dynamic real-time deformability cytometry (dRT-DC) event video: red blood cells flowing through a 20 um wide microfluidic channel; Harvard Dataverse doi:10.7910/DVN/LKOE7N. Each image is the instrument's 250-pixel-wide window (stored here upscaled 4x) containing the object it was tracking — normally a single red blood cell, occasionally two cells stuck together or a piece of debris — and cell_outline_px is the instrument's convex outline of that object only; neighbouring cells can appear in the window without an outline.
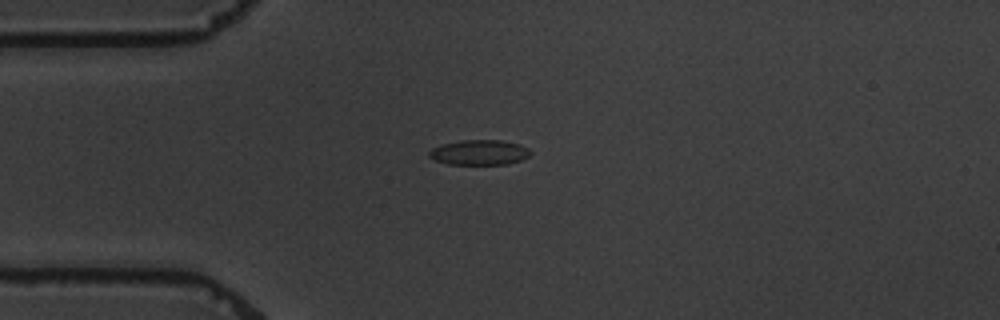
{"species": "common noctule bat (a hibernating species)", "species_latin": "Nyctalus noctula", "temperature_condition": "warm", "stored_images_in_passage": 2, "camera_frame_rate_fps": 3000, "um_per_image_px": 0.085, "animal": {"sex": "male", "body_mass_g": 19.5, "forearm_length_mm": 54.6}, "frame": {"image": 1, "passage_image": 1, "time_ms": 0.0, "image_size_px": [1000, 320], "cell_outline_px": [[532, 152], [528, 156], [520, 160], [508, 164], [448, 164], [436, 160], [428, 156], [428, 152], [432, 148], [440, 144], [460, 140], [500, 140], [520, 144], [528, 148]], "centroid_in_image_um": [40.73, 12.95], "position_along_channel_um": 44.3, "area_um2": 14.85}}
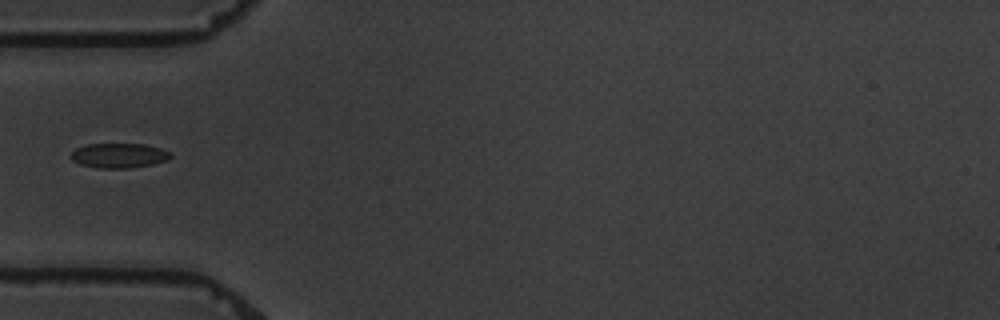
{"frame": {"image": 2, "passage_image": 2, "time_ms": 1.333, "image_size_px": [1000, 320], "cell_outline_px": [[172, 156], [168, 160], [152, 164], [128, 168], [96, 168], [80, 164], [72, 160], [72, 152], [76, 148], [88, 144], [144, 144], [160, 148], [172, 152]], "centroid_in_image_um": [10.14, 13.22], "position_along_channel_um": 74.9, "area_um2": 14.33}}